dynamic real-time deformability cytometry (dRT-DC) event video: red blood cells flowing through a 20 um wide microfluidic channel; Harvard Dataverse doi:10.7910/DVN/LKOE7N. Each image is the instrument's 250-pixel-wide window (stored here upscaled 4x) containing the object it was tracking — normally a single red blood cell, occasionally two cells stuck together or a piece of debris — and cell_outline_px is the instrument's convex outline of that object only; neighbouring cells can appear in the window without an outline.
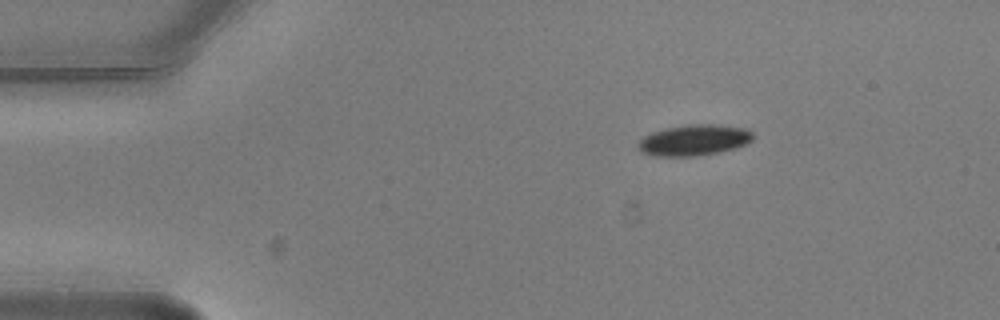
{"species": "common noctule bat (a hibernating species)", "species_latin": "Nyctalus noctula", "temperature_condition": "warm", "stored_images_in_passage": 3, "camera_frame_rate_fps": 3000, "um_per_image_px": 0.085, "animal": {"sex": "male", "body_mass_g": 20.5, "forearm_length_mm": 52.5}, "frame": {"image": 1, "passage_image": 1, "time_ms": 0.0, "image_size_px": [1000, 320], "cell_outline_px": [[752, 140], [736, 148], [720, 152], [696, 156], [656, 156], [644, 152], [640, 148], [640, 140], [644, 136], [652, 132], [668, 128], [688, 124], [712, 124], [744, 128], [752, 132]], "centroid_in_image_um": [59.02, 11.91], "position_along_channel_um": 26.0, "area_um2": 20.35}}